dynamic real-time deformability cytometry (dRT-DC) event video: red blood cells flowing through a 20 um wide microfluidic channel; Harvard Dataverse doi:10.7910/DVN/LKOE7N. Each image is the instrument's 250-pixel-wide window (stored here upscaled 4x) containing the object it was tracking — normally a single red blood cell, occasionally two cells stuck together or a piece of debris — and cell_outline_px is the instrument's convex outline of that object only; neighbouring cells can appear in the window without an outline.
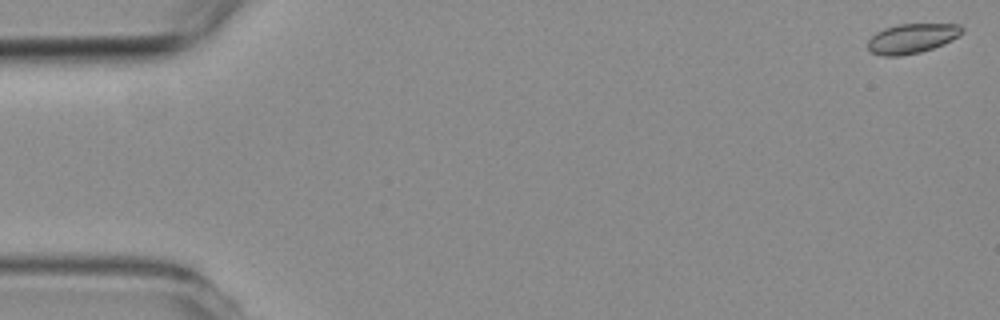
{"species": "common noctule bat (a hibernating species)", "species_latin": "Nyctalus noctula", "temperature_condition": "room temperature", "stored_images_in_passage": 6, "camera_frame_rate_fps": 3000, "um_per_image_px": 0.085, "animal": {"sex": "female", "body_mass_g": 19.3, "forearm_length_mm": 54.1}, "frame": {"image": 1, "passage_image": 1, "time_ms": 0.0, "image_size_px": [1000, 320], "cell_outline_px": [[964, 28], [952, 40], [944, 44], [920, 52], [900, 56], [884, 56], [872, 52], [868, 48], [868, 40], [876, 32], [884, 28], [900, 24], [960, 24]], "centroid_in_image_um": [77.49, 3.26], "position_along_channel_um": 7.5, "area_um2": 16.13}}